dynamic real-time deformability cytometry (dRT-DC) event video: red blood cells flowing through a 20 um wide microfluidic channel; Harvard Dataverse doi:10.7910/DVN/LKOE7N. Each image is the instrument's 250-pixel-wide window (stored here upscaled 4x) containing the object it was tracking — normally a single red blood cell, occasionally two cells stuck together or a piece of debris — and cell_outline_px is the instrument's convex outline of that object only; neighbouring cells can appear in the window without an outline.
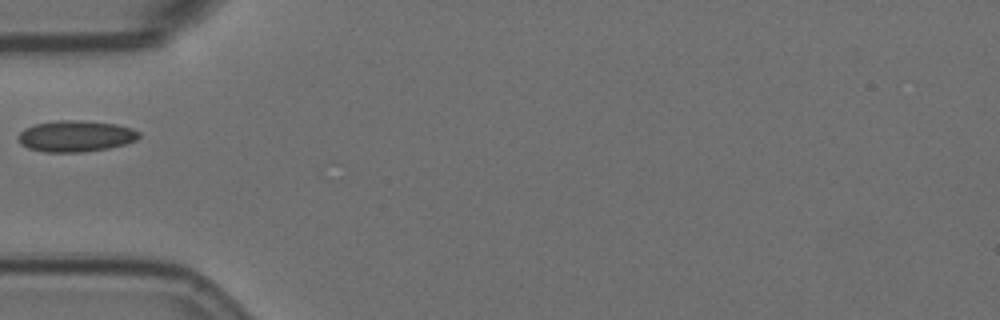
{"species": "Egyptian fruit bat (a non-hibernating species)", "species_latin": "Rousettus aegyptiacus", "temperature_condition": "room temperature", "stored_images_in_passage": 1, "camera_frame_rate_fps": 3000, "um_per_image_px": 0.085, "animal": {"sex": "female"}, "frame": {"image": 1, "passage_image": 1, "time_ms": 0.0, "image_size_px": [1000, 320], "cell_outline_px": [[140, 136], [136, 140], [124, 144], [108, 148], [80, 152], [44, 152], [28, 148], [20, 144], [16, 136], [24, 128], [36, 124], [56, 120], [80, 120], [116, 124], [132, 128], [140, 132]], "centroid_in_image_um": [6.4, 11.57], "position_along_channel_um": 78.6, "area_um2": 22.08}}